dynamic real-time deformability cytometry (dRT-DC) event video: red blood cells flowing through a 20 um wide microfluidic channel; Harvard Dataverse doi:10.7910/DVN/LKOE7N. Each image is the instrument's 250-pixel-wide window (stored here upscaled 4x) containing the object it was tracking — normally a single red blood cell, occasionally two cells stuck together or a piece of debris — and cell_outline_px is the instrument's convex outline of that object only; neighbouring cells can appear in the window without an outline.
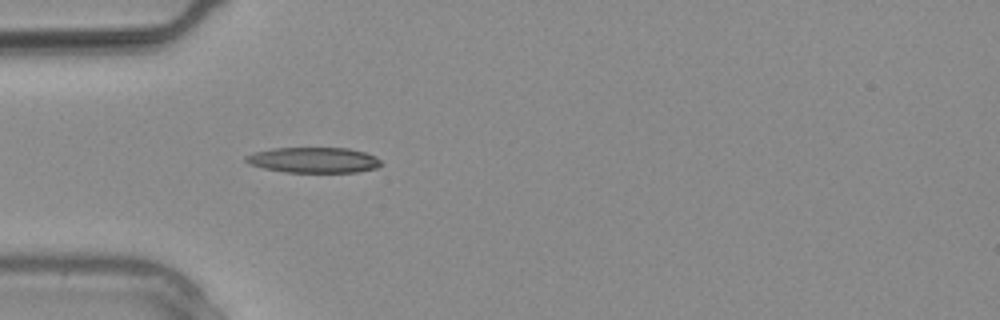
{"species": "common noctule bat (a hibernating species)", "species_latin": "Nyctalus noctula", "temperature_condition": "warm", "stored_images_in_passage": 3, "camera_frame_rate_fps": 3000, "um_per_image_px": 0.085, "animal": {"sex": "male", "body_mass_g": 20.4}, "frame": {"image": 1, "passage_image": 3, "time_ms": 0.667, "image_size_px": [1000, 320], "cell_outline_px": [[384, 164], [376, 168], [356, 172], [284, 172], [264, 168], [248, 164], [244, 160], [244, 156], [256, 152], [272, 148], [348, 148], [364, 152], [376, 156]], "centroid_in_image_um": [26.66, 13.6], "position_along_channel_um": 58.3, "area_um2": 20.17}}